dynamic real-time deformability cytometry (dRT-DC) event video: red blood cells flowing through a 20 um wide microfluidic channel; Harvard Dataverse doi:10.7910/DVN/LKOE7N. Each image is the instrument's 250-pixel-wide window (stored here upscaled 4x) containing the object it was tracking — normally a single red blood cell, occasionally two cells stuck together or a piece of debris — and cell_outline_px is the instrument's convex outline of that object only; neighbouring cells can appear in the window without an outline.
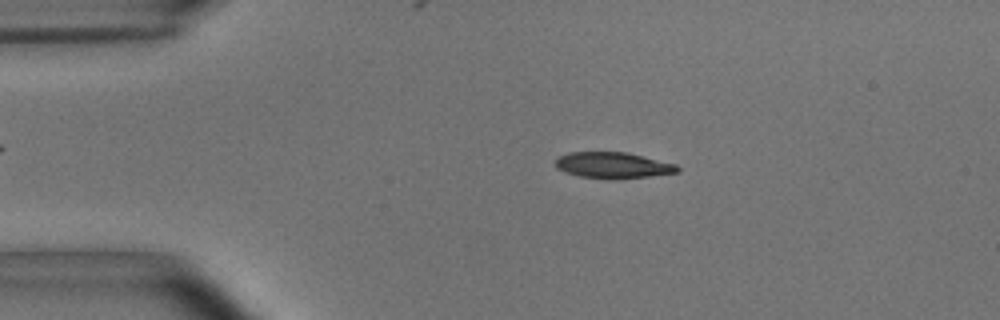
{"species": "common noctule bat (a hibernating species)", "species_latin": "Nyctalus noctula", "temperature_condition": "room temperature", "stored_images_in_passage": 53, "camera_frame_rate_fps": 3000, "um_per_image_px": 0.085, "animal": {"sex": "male", "body_mass_g": 15.6}, "frame": {"image": 1, "passage_image": 10, "time_ms": 3.0, "image_size_px": [1000, 320], "cell_outline_px": [[680, 172], [648, 176], [580, 176], [564, 172], [556, 168], [556, 156], [568, 152], [628, 152], [676, 164], [680, 168]], "centroid_in_image_um": [52.08, 13.99], "position_along_channel_um": 32.9, "area_um2": 17.8}}
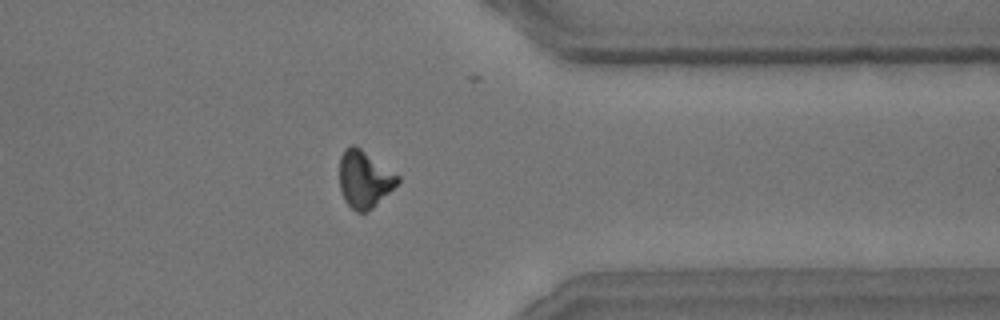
{"frame": {"image": 2, "passage_image": 42, "time_ms": 13.667, "image_size_px": [1000, 320], "cell_outline_px": [[400, 180], [372, 208], [364, 212], [356, 212], [344, 200], [340, 188], [340, 156], [344, 148], [352, 144], [356, 144], [400, 176]], "centroid_in_image_um": [30.95, 15.19], "position_along_channel_um": 380.5, "area_um2": 19.25}}
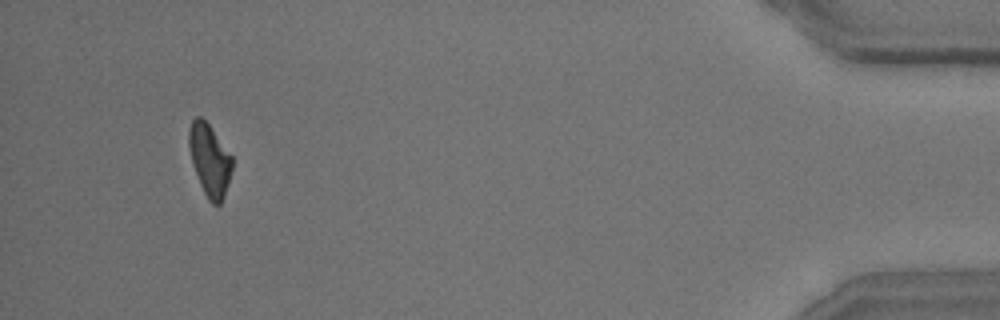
{"frame": {"image": 3, "passage_image": 50, "time_ms": 16.333, "image_size_px": [1000, 320], "cell_outline_px": [[232, 168], [228, 184], [224, 196], [220, 204], [212, 204], [208, 200], [200, 184], [192, 164], [188, 148], [188, 132], [192, 120], [196, 116], [200, 116], [208, 124], [232, 156]], "centroid_in_image_um": [17.8, 13.6], "position_along_channel_um": 417.4, "area_um2": 18.03}, "authors_computed_cell_mechanics": {"area_um2": 19.2474, "velocity_mm_per_s": 3.7185, "shape_relaxation_time_tau1_ms": 3.1887, "shape_relaxation_time_tau2_ms": 4.6932, "deformation_change_tau1": 0.1376, "deformation_change_tau2": 0.1254}}